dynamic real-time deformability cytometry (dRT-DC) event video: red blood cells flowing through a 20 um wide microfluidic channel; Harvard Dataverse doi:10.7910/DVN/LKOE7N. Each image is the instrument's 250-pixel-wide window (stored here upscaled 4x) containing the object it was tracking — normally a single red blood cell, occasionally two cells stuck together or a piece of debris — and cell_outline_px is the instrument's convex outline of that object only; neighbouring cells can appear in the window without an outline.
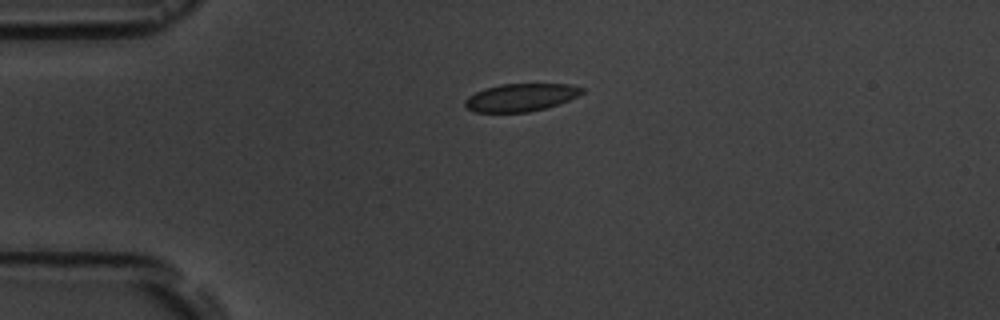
{"species": "common noctule bat (a hibernating species)", "species_latin": "Nyctalus noctula", "temperature_condition": "room temperature", "stored_images_in_passage": 3, "camera_frame_rate_fps": 3000, "um_per_image_px": 0.085, "animal": {"sex": "male", "body_mass_g": 19.5, "forearm_length_mm": 54.6}, "frame": {"image": 1, "passage_image": 1, "time_ms": 0.0, "image_size_px": [1000, 320], "cell_outline_px": [[584, 92], [568, 100], [544, 108], [528, 112], [476, 112], [468, 108], [464, 104], [464, 100], [468, 96], [484, 88], [500, 84], [568, 84], [584, 88]], "centroid_in_image_um": [44.23, 8.27], "position_along_channel_um": 40.8, "area_um2": 18.73}}
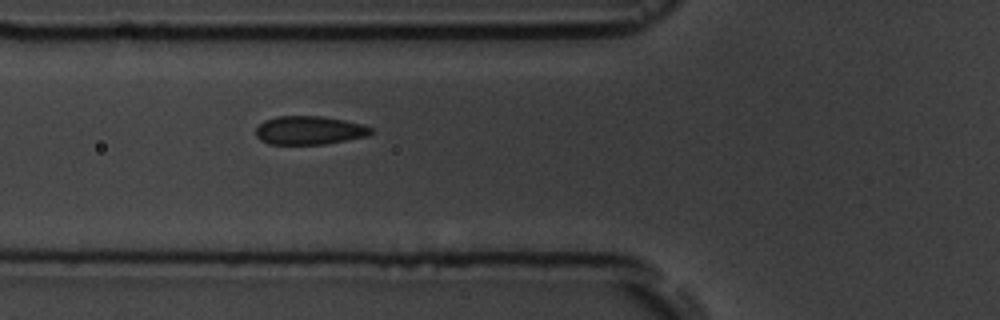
{"frame": {"image": 2, "passage_image": 3, "time_ms": 2.333, "image_size_px": [1000, 320], "cell_outline_px": [[372, 132], [368, 136], [324, 144], [268, 144], [260, 140], [256, 136], [256, 128], [264, 120], [276, 116], [320, 116], [344, 120], [360, 124], [372, 128]], "centroid_in_image_um": [26.26, 11.08], "position_along_channel_um": 99.5, "area_um2": 19.07}}